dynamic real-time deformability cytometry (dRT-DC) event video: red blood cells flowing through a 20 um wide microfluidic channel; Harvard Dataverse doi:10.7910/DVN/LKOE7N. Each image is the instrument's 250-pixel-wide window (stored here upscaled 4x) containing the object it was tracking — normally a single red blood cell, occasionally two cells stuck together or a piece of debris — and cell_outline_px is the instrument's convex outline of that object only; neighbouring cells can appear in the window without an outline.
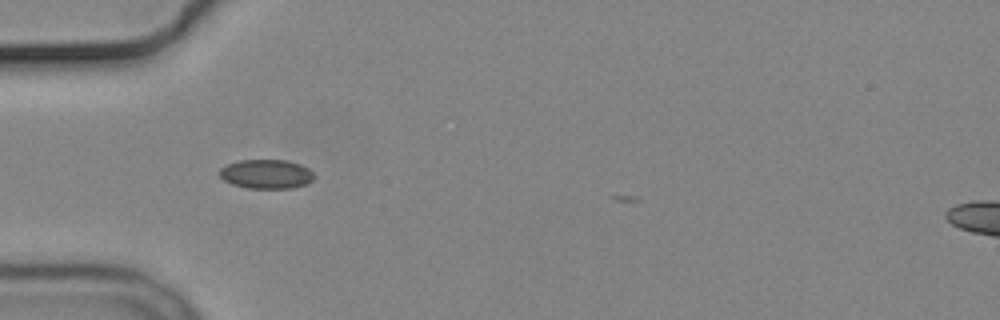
{"species": "common noctule bat (a hibernating species)", "species_latin": "Nyctalus noctula", "temperature_condition": "cold", "stored_images_in_passage": 5, "camera_frame_rate_fps": 3000, "um_per_image_px": 0.085, "animal": {"sex": "male", "body_mass_g": 19.2, "forearm_length_mm": 51.8}, "frame": {"image": 1, "passage_image": 1, "time_ms": 0.0, "image_size_px": [1000, 320], "cell_outline_px": [[316, 176], [312, 180], [304, 184], [292, 188], [248, 188], [232, 184], [224, 180], [220, 176], [220, 168], [228, 164], [240, 160], [284, 160], [300, 164], [308, 168]], "centroid_in_image_um": [22.64, 14.79], "position_along_channel_um": 62.4, "area_um2": 15.95}}
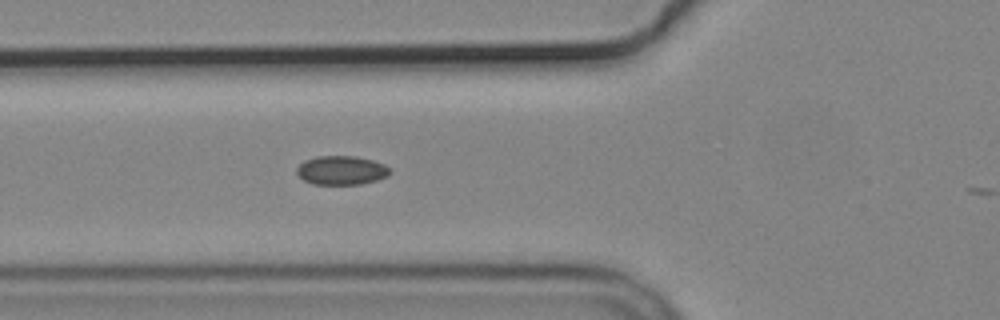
{"frame": {"image": 2, "passage_image": 4, "time_ms": 1.0, "image_size_px": [1000, 320], "cell_outline_px": [[392, 172], [388, 176], [376, 180], [360, 184], [312, 184], [304, 180], [296, 172], [296, 168], [304, 160], [316, 156], [356, 156], [372, 160], [384, 164], [392, 168]], "centroid_in_image_um": [29.04, 14.47], "position_along_channel_um": 96.8, "area_um2": 15.84}}